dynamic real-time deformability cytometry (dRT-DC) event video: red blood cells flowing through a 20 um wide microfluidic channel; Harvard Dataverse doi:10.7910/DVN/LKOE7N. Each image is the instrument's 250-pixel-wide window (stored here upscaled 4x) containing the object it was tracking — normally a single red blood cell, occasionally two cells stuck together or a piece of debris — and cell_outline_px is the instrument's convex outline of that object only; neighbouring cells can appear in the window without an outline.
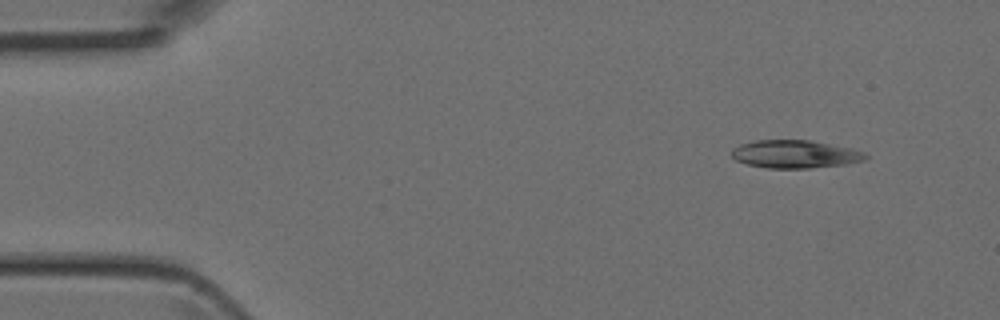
{"species": "Egyptian fruit bat (a non-hibernating species)", "species_latin": "Rousettus aegyptiacus", "temperature_condition": "room temperature", "stored_images_in_passage": 3, "camera_frame_rate_fps": 3000, "um_per_image_px": 0.085, "animal": {"sex": "female"}, "frame": {"image": 1, "passage_image": 1, "time_ms": 0.0, "image_size_px": [1000, 320], "cell_outline_px": [[868, 156], [864, 160], [844, 164], [808, 168], [768, 168], [748, 164], [736, 160], [732, 156], [732, 148], [740, 144], [756, 140], [808, 140], [848, 148], [864, 152]], "centroid_in_image_um": [67.53, 13.1], "position_along_channel_um": 17.5, "area_um2": 21.44}}
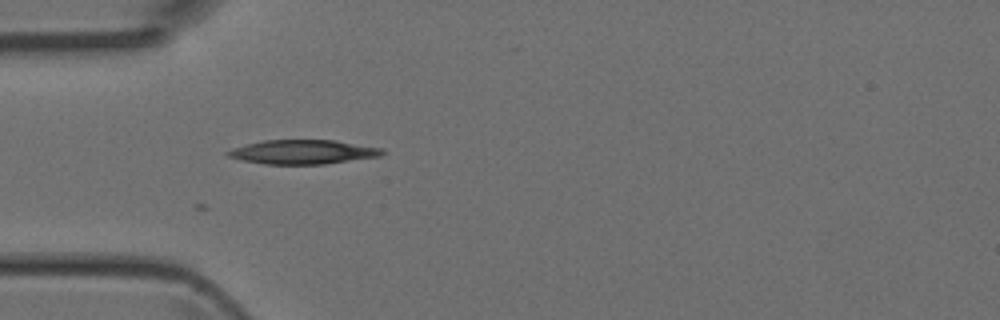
{"frame": {"image": 2, "passage_image": 3, "time_ms": 0.667, "image_size_px": [1000, 320], "cell_outline_px": [[384, 152], [380, 156], [324, 164], [264, 164], [244, 160], [228, 156], [224, 152], [232, 148], [264, 140], [336, 140], [384, 148]], "centroid_in_image_um": [25.77, 12.91], "position_along_channel_um": 59.2, "area_um2": 21.68}}